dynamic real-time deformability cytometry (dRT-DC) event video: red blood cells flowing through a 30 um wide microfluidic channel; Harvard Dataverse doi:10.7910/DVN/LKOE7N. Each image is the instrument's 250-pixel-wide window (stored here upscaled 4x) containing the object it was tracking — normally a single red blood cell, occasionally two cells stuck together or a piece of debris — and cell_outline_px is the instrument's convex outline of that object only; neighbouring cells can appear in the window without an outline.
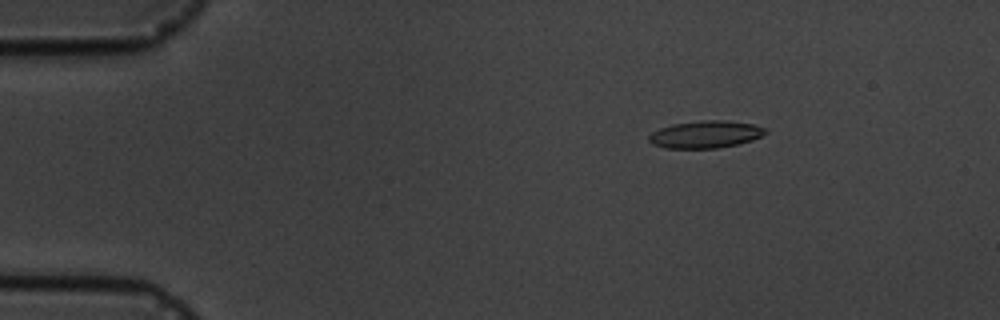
{"species": "common noctule bat (a hibernating species)", "species_latin": "Nyctalus noctula", "temperature_condition": "cold", "stored_images_in_passage": 6, "camera_frame_rate_fps": 3000, "um_per_image_px": 0.085, "animal": {"sex": "male", "body_mass_g": 19.5, "forearm_length_mm": 54.6}, "frame": {"image": 1, "passage_image": 3, "time_ms": 2.0, "image_size_px": [1000, 320], "cell_outline_px": [[768, 132], [752, 140], [736, 144], [716, 148], [664, 148], [652, 144], [648, 140], [648, 136], [652, 132], [660, 128], [672, 124], [700, 120], [724, 120], [752, 124], [764, 128]], "centroid_in_image_um": [59.92, 11.42], "position_along_channel_um": 25.1, "area_um2": 18.44}}
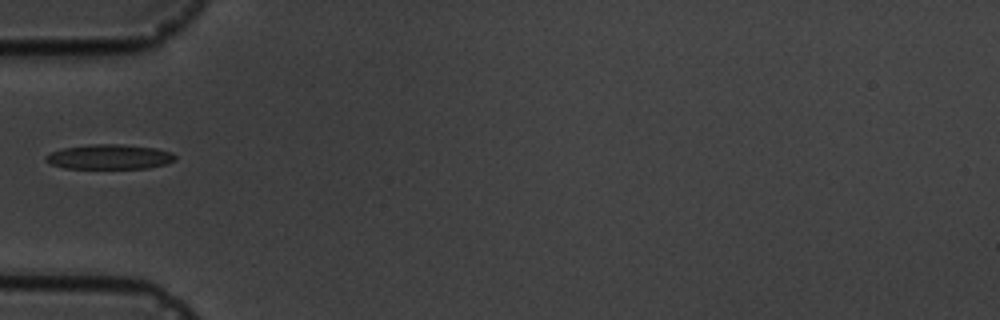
{"frame": {"image": 2, "passage_image": 6, "time_ms": 5.333, "image_size_px": [1000, 320], "cell_outline_px": [[176, 160], [164, 164], [148, 168], [64, 168], [52, 164], [44, 160], [44, 156], [52, 152], [64, 148], [88, 144], [120, 144], [156, 148], [172, 152], [176, 156]], "centroid_in_image_um": [9.31, 13.32], "position_along_channel_um": 75.7, "area_um2": 18.67}}